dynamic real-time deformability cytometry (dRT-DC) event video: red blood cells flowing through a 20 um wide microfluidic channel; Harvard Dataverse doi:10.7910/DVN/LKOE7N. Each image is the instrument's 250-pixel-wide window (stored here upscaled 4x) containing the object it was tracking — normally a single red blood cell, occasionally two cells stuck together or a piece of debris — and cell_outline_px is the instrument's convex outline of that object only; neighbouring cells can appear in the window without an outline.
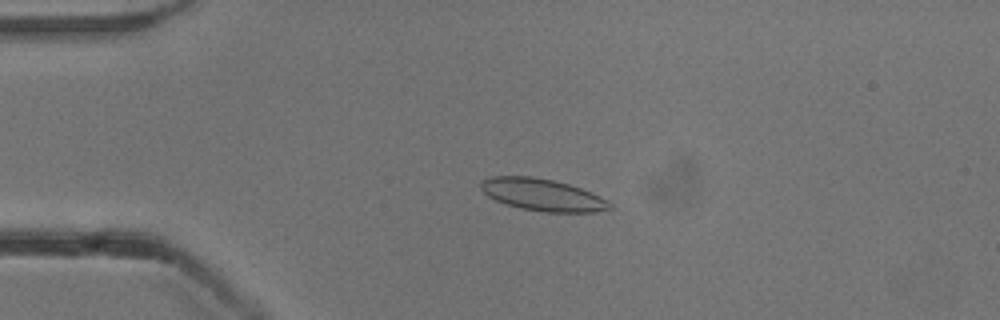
{"species": "common noctule bat (a hibernating species)", "species_latin": "Nyctalus noctula", "temperature_condition": "cold", "stored_images_in_passage": 49, "camera_frame_rate_fps": 3000, "um_per_image_px": 0.085, "animal": {"sex": "male", "body_mass_g": 13.3}, "frame": {"image": 1, "passage_image": 8, "time_ms": 2.333, "image_size_px": [1000, 320], "cell_outline_px": [[616, 208], [596, 212], [544, 212], [520, 208], [504, 204], [488, 196], [480, 188], [480, 184], [488, 176], [532, 176], [552, 180], [568, 184], [580, 188], [608, 200]], "centroid_in_image_um": [46.12, 16.57], "position_along_channel_um": 38.9, "area_um2": 24.16}}
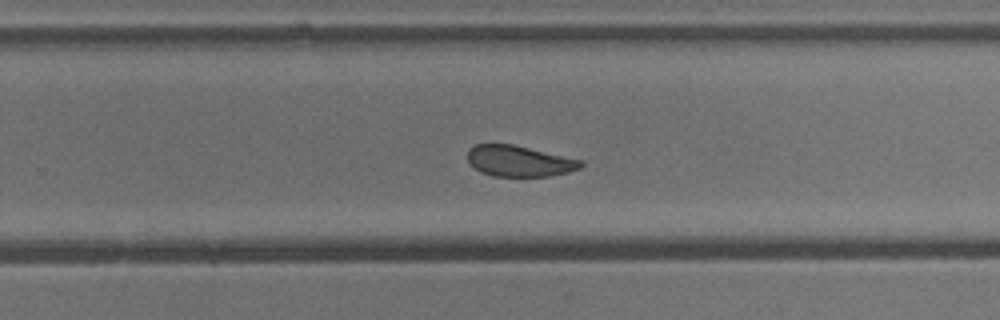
{"frame": {"image": 2, "passage_image": 30, "time_ms": 9.667, "image_size_px": [1000, 320], "cell_outline_px": [[584, 164], [580, 168], [568, 172], [548, 176], [492, 176], [480, 172], [468, 164], [468, 148], [476, 144], [512, 144], [584, 160]], "centroid_in_image_um": [44.12, 13.69], "position_along_channel_um": 285.7, "area_um2": 20.58}}
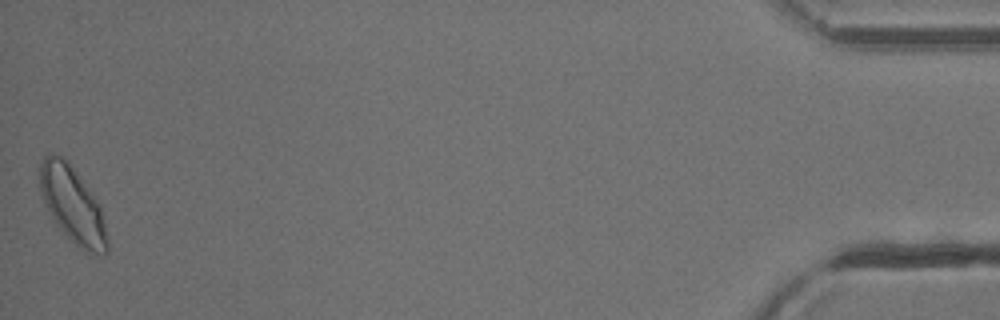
{"frame": {"image": 3, "passage_image": 49, "time_ms": 16.0, "image_size_px": [1000, 320], "cell_outline_px": [[108, 252], [104, 256], [88, 256], [56, 224], [44, 204], [40, 188], [40, 164], [44, 156], [48, 152], [52, 152], [68, 160], [100, 204], [108, 240]], "centroid_in_image_um": [6.19, 17.44], "position_along_channel_um": 429.0, "area_um2": 30.23}, "authors_computed_cell_mechanics": {"area_um2": 23.3512, "velocity_mm_per_s": 3.8115, "shape_relaxation_time_tau1_ms": 4.1376, "shape_relaxation_time_tau2_ms": 1.6024, "deformation_change_tau1": 0.112, "deformation_change_tau2": 0.0648}}